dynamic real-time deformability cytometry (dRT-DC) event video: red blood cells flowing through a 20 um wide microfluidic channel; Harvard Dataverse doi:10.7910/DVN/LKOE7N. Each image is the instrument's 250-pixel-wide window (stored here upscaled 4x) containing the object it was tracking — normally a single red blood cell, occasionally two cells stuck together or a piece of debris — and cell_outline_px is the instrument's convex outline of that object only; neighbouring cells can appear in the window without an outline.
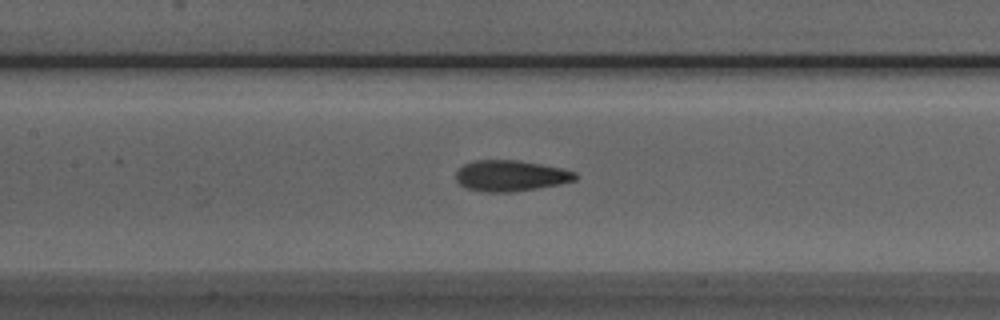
{"species": "Egyptian fruit bat (a non-hibernating species)", "species_latin": "Rousettus aegyptiacus", "temperature_condition": "room temperature", "stored_images_in_passage": 37, "camera_frame_rate_fps": 3000, "um_per_image_px": 0.085, "animal": {"sex": "male"}, "frame": {"image": 1, "passage_image": 17, "time_ms": 5.333, "image_size_px": [1000, 320], "cell_outline_px": [[576, 180], [560, 184], [512, 192], [484, 192], [468, 188], [460, 184], [456, 180], [456, 172], [464, 164], [476, 160], [520, 160], [560, 168], [576, 172]], "centroid_in_image_um": [43.4, 14.94], "position_along_channel_um": 164.0, "area_um2": 21.39}}
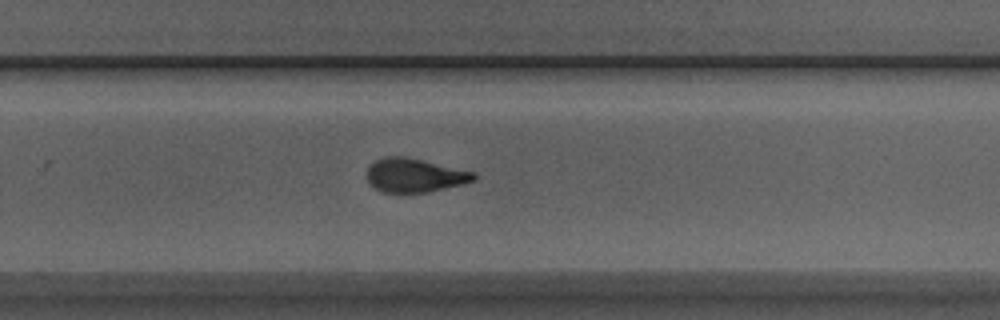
{"frame": {"image": 2, "passage_image": 27, "time_ms": 8.667, "image_size_px": [1000, 320], "cell_outline_px": [[476, 180], [464, 184], [428, 192], [384, 192], [376, 188], [368, 180], [368, 168], [376, 160], [388, 156], [404, 156], [476, 172]], "centroid_in_image_um": [35.3, 14.9], "position_along_channel_um": 294.5, "area_um2": 20.81}}
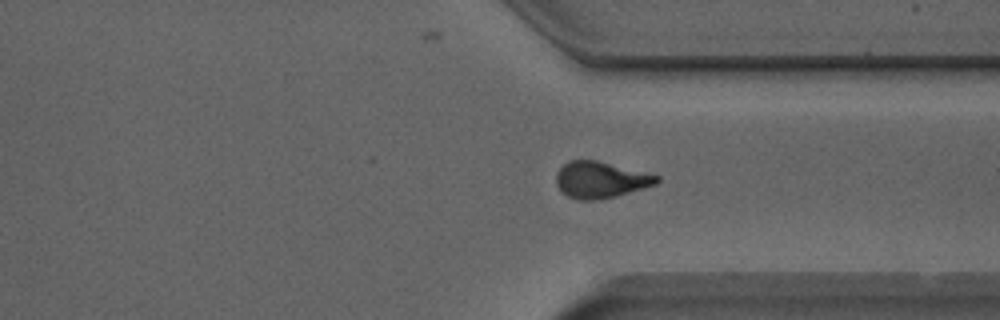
{"frame": {"image": 3, "passage_image": 32, "time_ms": 10.333, "image_size_px": [1000, 320], "cell_outline_px": [[660, 180], [656, 184], [616, 196], [600, 200], [576, 200], [568, 196], [556, 184], [556, 172], [568, 160], [596, 160], [660, 176]], "centroid_in_image_um": [51.03, 15.29], "position_along_channel_um": 360.4, "area_um2": 21.21}}